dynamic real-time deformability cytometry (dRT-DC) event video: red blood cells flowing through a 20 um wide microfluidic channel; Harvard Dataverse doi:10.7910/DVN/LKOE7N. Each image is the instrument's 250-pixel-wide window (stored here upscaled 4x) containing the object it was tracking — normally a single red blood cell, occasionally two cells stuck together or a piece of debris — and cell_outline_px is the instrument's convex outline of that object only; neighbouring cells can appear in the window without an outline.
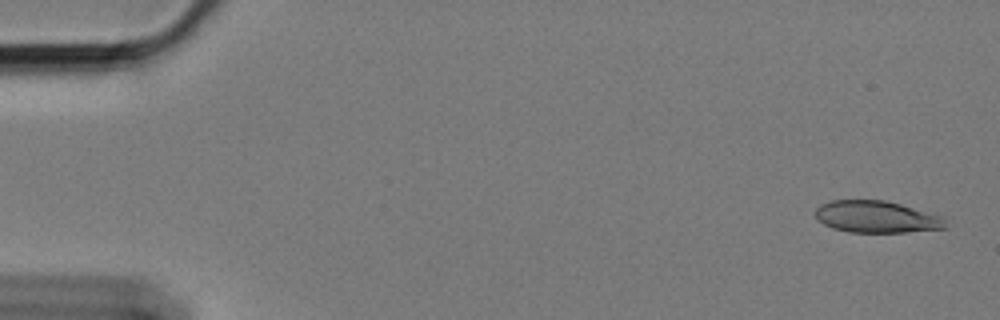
{"species": "Egyptian fruit bat (a non-hibernating species)", "species_latin": "Rousettus aegyptiacus", "temperature_condition": "cold", "stored_images_in_passage": 59, "camera_frame_rate_fps": 3000, "um_per_image_px": 0.085, "animal": {"sex": "female"}, "frame": {"image": 1, "passage_image": 2, "time_ms": 0.333, "image_size_px": [1000, 320], "cell_outline_px": [[944, 228], [904, 232], [848, 232], [832, 228], [816, 220], [816, 208], [820, 204], [832, 200], [884, 200], [900, 204], [944, 216]], "centroid_in_image_um": [74.46, 18.43], "position_along_channel_um": 10.5, "area_um2": 24.1}}
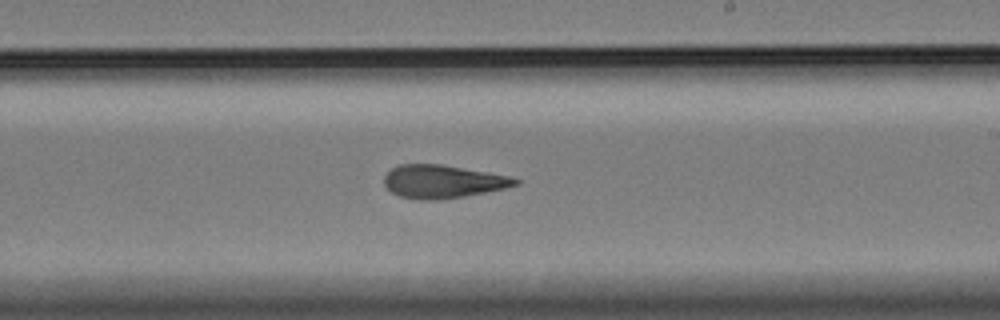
{"frame": {"image": 2, "passage_image": 35, "time_ms": 11.333, "image_size_px": [1000, 320], "cell_outline_px": [[520, 184], [504, 188], [464, 196], [440, 200], [420, 200], [400, 196], [392, 192], [384, 184], [384, 176], [392, 168], [400, 164], [440, 164], [488, 172], [508, 176], [520, 180]], "centroid_in_image_um": [37.62, 15.43], "position_along_channel_um": 251.4, "area_um2": 25.14}}
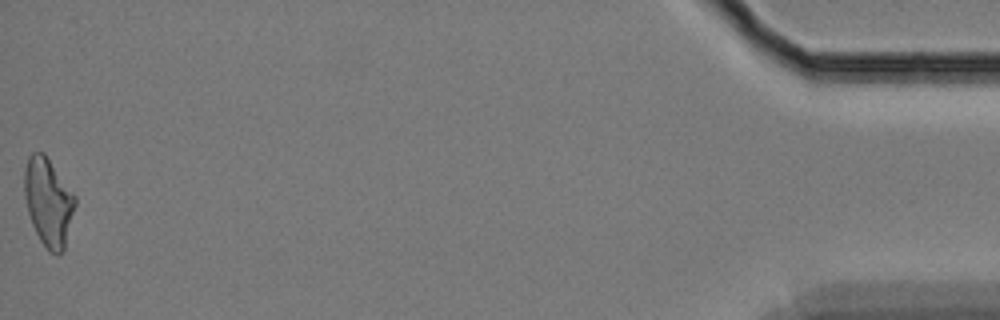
{"frame": {"image": 3, "passage_image": 59, "time_ms": 19.333, "image_size_px": [1000, 320], "cell_outline_px": [[76, 204], [64, 252], [56, 256], [48, 252], [40, 240], [32, 224], [28, 212], [24, 196], [24, 168], [28, 156], [32, 152], [44, 152], [76, 196]], "centroid_in_image_um": [4.12, 17.19], "position_along_channel_um": 431.1, "area_um2": 26.41}, "authors_computed_cell_mechanics": {"area_um2": 25.3742, "velocity_mm_per_s": 3.3894, "shape_relaxation_time_tau1_ms": 8.8836, "shape_relaxation_time_tau2_ms": 3.7333, "deformation_change_tau1": 0.2058, "deformation_change_tau2": 0.1311}}